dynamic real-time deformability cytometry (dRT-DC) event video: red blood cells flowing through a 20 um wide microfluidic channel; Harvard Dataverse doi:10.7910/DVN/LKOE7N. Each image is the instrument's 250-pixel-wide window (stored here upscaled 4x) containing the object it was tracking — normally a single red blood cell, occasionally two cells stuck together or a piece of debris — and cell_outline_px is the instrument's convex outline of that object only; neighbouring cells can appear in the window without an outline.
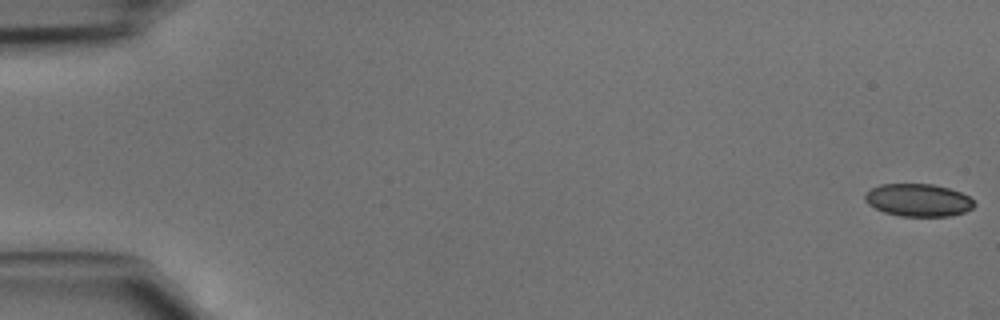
{"species": "common noctule bat (a hibernating species)", "species_latin": "Nyctalus noctula", "temperature_condition": "cold", "stored_images_in_passage": 46, "camera_frame_rate_fps": 3000, "um_per_image_px": 0.085, "animal": {"sex": "male", "body_mass_g": 15.6}, "frame": {"image": 1, "passage_image": 1, "time_ms": 0.0, "image_size_px": [1000, 320], "cell_outline_px": [[976, 204], [972, 208], [964, 212], [952, 216], [900, 216], [884, 212], [868, 204], [864, 200], [864, 192], [880, 184], [932, 184], [948, 188], [960, 192], [968, 196]], "centroid_in_image_um": [78.03, 17.01], "position_along_channel_um": 7.0, "area_um2": 20.81}}
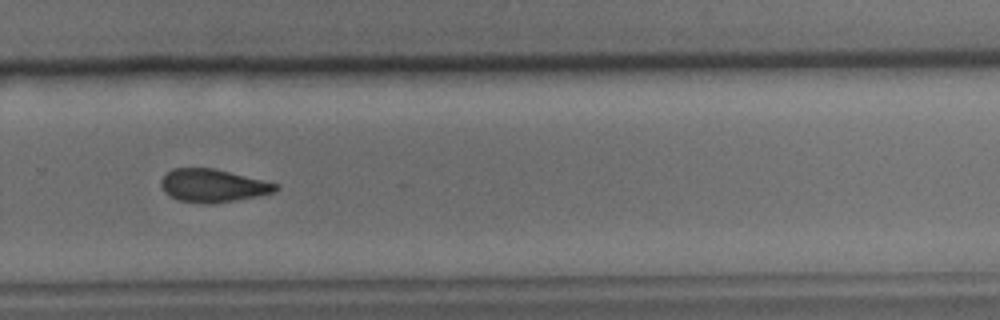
{"frame": {"image": 2, "passage_image": 32, "time_ms": 10.333, "image_size_px": [1000, 320], "cell_outline_px": [[280, 188], [276, 192], [256, 196], [232, 200], [176, 200], [164, 192], [160, 184], [160, 180], [172, 168], [212, 168], [280, 184]], "centroid_in_image_um": [18.11, 15.72], "position_along_channel_um": 311.7, "area_um2": 21.1}}
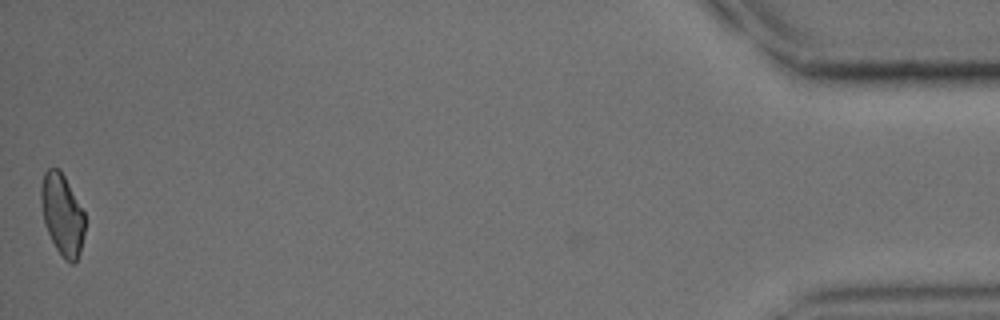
{"frame": {"image": 3, "passage_image": 46, "time_ms": 15.0, "image_size_px": [1000, 320], "cell_outline_px": [[84, 236], [80, 252], [76, 260], [72, 264], [64, 260], [56, 248], [44, 224], [40, 200], [40, 188], [44, 172], [48, 168], [60, 168], [84, 212]], "centroid_in_image_um": [5.27, 18.22], "position_along_channel_um": 429.9, "area_um2": 20.81}}